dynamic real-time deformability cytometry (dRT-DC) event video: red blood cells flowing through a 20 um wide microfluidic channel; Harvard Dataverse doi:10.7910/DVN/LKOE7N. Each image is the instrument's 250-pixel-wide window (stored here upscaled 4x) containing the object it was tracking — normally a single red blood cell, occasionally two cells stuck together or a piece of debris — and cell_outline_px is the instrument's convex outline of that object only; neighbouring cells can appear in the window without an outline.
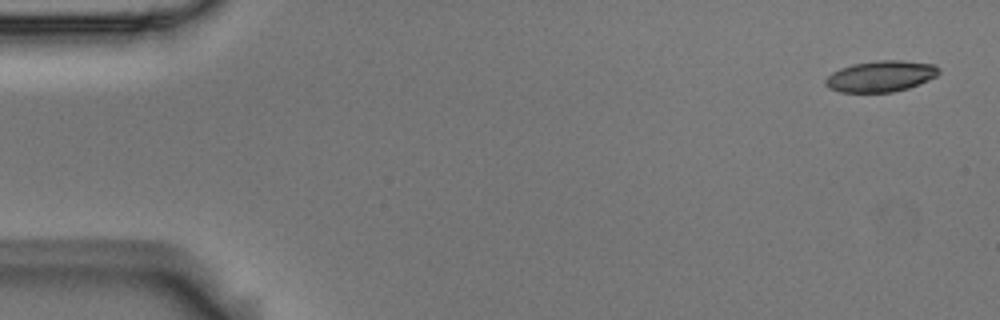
{"species": "Egyptian fruit bat (a non-hibernating species)", "species_latin": "Rousettus aegyptiacus", "temperature_condition": "room temperature", "stored_images_in_passage": 5, "camera_frame_rate_fps": 3000, "um_per_image_px": 0.085, "animal": {"sex": "male"}, "frame": {"image": 1, "passage_image": 1, "time_ms": 0.0, "image_size_px": [1000, 320], "cell_outline_px": [[940, 72], [936, 76], [928, 80], [908, 88], [892, 92], [840, 92], [828, 88], [824, 84], [824, 80], [832, 72], [840, 68], [852, 64], [876, 60], [900, 60], [936, 64], [940, 68]], "centroid_in_image_um": [74.86, 6.47], "position_along_channel_um": 10.1, "area_um2": 20.69}}
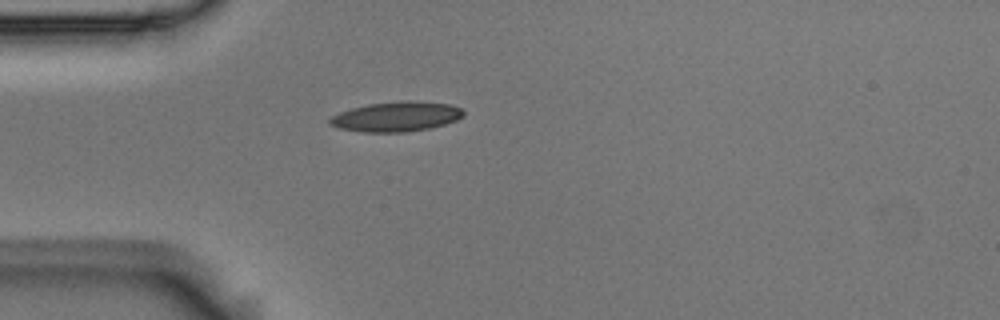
{"frame": {"image": 2, "passage_image": 5, "time_ms": 1.333, "image_size_px": [1000, 320], "cell_outline_px": [[464, 116], [456, 120], [444, 124], [428, 128], [404, 132], [364, 132], [340, 128], [328, 124], [328, 120], [332, 116], [340, 112], [352, 108], [368, 104], [408, 100], [452, 104], [460, 108], [464, 112]], "centroid_in_image_um": [33.69, 9.9], "position_along_channel_um": 51.3, "area_um2": 23.12}}